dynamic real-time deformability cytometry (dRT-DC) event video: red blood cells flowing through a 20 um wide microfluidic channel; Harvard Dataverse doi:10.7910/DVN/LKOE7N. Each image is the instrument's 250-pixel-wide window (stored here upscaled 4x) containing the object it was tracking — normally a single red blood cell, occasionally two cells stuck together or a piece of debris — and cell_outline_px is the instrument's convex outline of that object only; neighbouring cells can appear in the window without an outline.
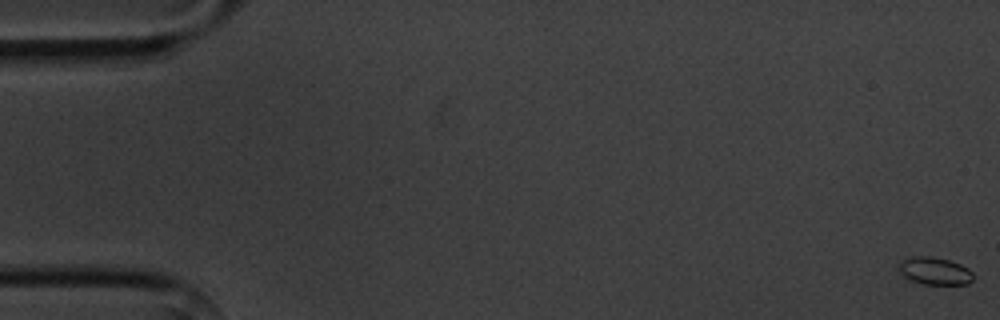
{"species": "common noctule bat (a hibernating species)", "species_latin": "Nyctalus noctula", "temperature_condition": "cold", "stored_images_in_passage": 7, "camera_frame_rate_fps": 3000, "um_per_image_px": 0.085, "animal": {"sex": "male", "body_mass_g": 20.1, "forearm_length_mm": 53.5}, "frame": {"image": 1, "passage_image": 1, "time_ms": 0.0, "image_size_px": [1000, 320], "cell_outline_px": [[972, 280], [968, 284], [924, 284], [900, 276], [900, 260], [912, 256], [928, 256], [948, 260], [960, 264], [968, 268], [972, 272]], "centroid_in_image_um": [79.43, 23.03], "position_along_channel_um": 5.6, "area_um2": 11.85}}
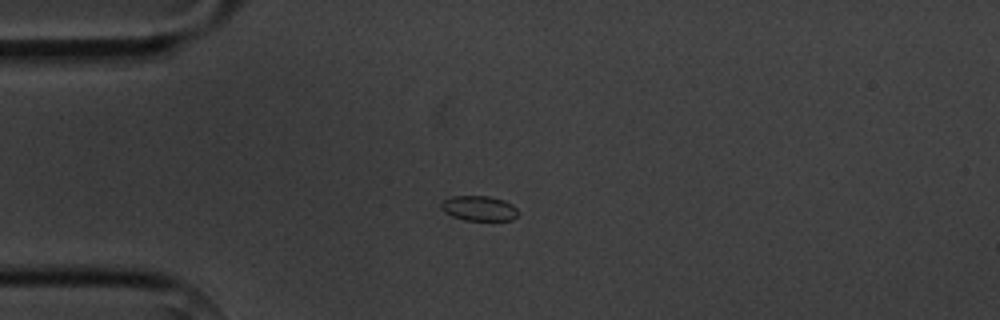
{"frame": {"image": 2, "passage_image": 5, "time_ms": 4.667, "image_size_px": [1000, 320], "cell_outline_px": [[516, 216], [512, 220], [464, 220], [452, 216], [444, 212], [440, 208], [440, 204], [444, 200], [452, 196], [488, 196], [504, 200], [512, 204], [516, 208]], "centroid_in_image_um": [40.68, 17.7], "position_along_channel_um": 44.3, "area_um2": 11.16}}
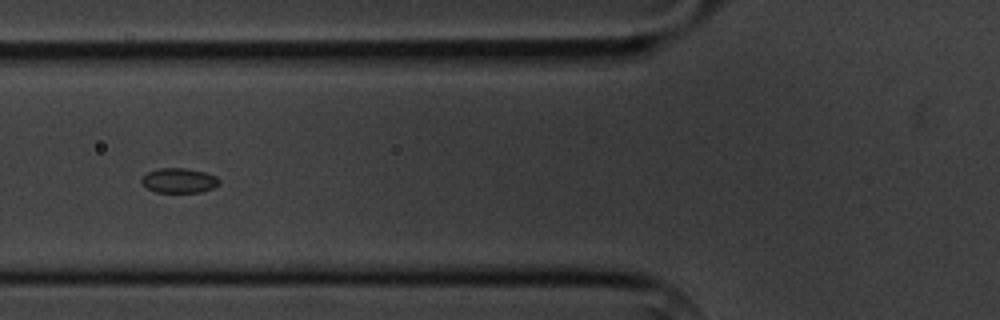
{"frame": {"image": 3, "passage_image": 7, "time_ms": 7.0, "image_size_px": [1000, 320], "cell_outline_px": [[220, 184], [212, 188], [200, 192], [156, 192], [148, 188], [140, 180], [148, 172], [156, 168], [184, 168], [204, 172], [216, 176], [220, 180]], "centroid_in_image_um": [15.23, 15.34], "position_along_channel_um": 110.6, "area_um2": 11.1}}